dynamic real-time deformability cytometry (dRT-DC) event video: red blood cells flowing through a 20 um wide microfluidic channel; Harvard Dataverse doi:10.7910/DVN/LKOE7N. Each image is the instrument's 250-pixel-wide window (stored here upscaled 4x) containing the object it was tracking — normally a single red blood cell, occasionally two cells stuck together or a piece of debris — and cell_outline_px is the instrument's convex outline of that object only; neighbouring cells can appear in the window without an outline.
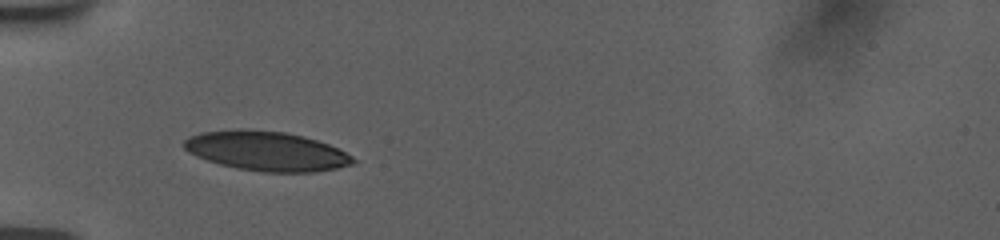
{"species": "human", "species_latin": "Homo sapiens", "temperature_condition": "room temperature", "stored_images_in_passage": 37, "camera_frame_rate_fps": 3000, "um_per_image_px": 0.085, "donor": {"sex": "female"}, "frame": {"image": 1, "passage_image": 1, "time_ms": 0.0, "image_size_px": [1000, 240], "cell_outline_px": [[356, 160], [352, 164], [336, 168], [316, 172], [260, 172], [236, 168], [220, 164], [196, 156], [188, 152], [184, 148], [184, 140], [188, 136], [200, 132], [240, 128], [284, 132], [304, 136], [328, 144], [352, 156]], "centroid_in_image_um": [22.61, 12.83], "position_along_channel_um": 62.4, "area_um2": 38.96}}
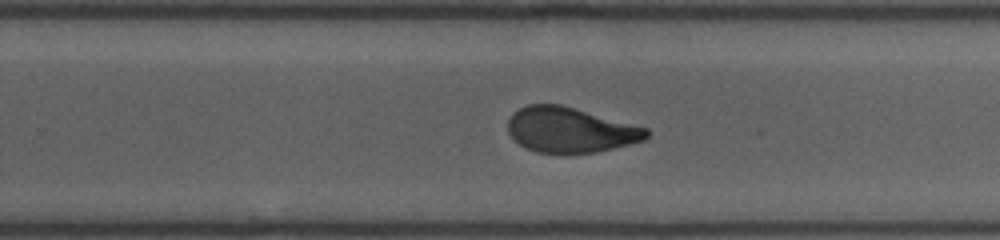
{"frame": {"image": 2, "passage_image": 19, "time_ms": 6.0, "image_size_px": [1000, 240], "cell_outline_px": [[648, 136], [644, 140], [596, 152], [536, 152], [524, 148], [508, 132], [508, 120], [512, 112], [528, 104], [560, 104], [648, 128]], "centroid_in_image_um": [48.44, 11.03], "position_along_channel_um": 281.4, "area_um2": 36.07}}
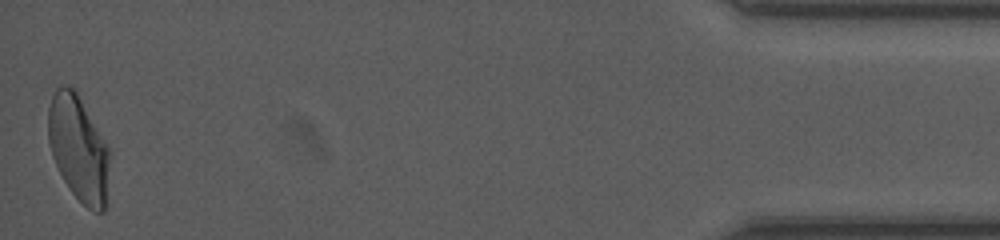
{"frame": {"image": 3, "passage_image": 37, "time_ms": 12.0, "image_size_px": [1000, 240], "cell_outline_px": [[112, 152], [108, 204], [104, 212], [92, 212], [72, 192], [64, 180], [52, 156], [48, 140], [48, 108], [52, 96], [56, 88], [60, 84], [68, 84], [76, 92]], "centroid_in_image_um": [6.73, 12.67], "position_along_channel_um": 428.5, "area_um2": 38.55}, "authors_computed_cell_mechanics": {"area_um2": 37.8012, "velocity_mm_per_s": 3.7674, "shape_relaxation_time_tau1_ms": 7.9147, "shape_relaxation_time_tau2_ms": 1.1576, "deformation_change_tau1": 0.2377, "deformation_change_tau2": 0.0721}}